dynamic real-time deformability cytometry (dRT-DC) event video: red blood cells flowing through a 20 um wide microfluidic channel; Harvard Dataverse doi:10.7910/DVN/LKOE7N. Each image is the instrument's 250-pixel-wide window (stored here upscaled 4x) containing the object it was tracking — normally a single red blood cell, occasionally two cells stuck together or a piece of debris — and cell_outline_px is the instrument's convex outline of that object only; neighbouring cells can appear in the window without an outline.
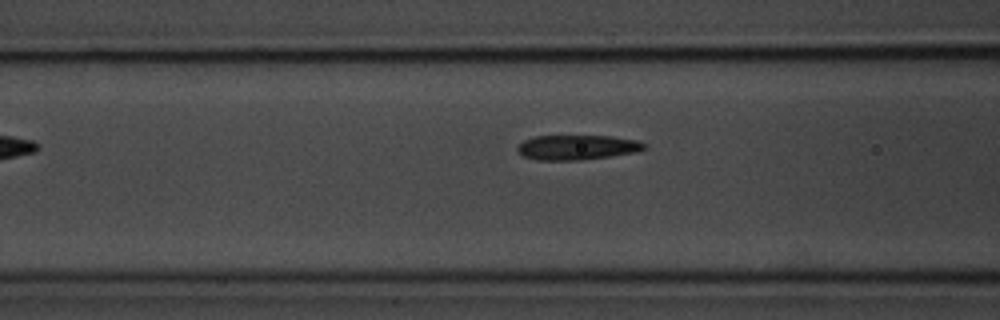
{"species": "common noctule bat (a hibernating species)", "species_latin": "Nyctalus noctula", "temperature_condition": "room temperature", "stored_images_in_passage": 36, "camera_frame_rate_fps": 3000, "um_per_image_px": 0.085, "animal": {"sex": "male", "body_mass_g": 20.1, "forearm_length_mm": 53.5}, "frame": {"image": 1, "passage_image": 8, "time_ms": 2.333, "image_size_px": [1000, 320], "cell_outline_px": [[648, 148], [636, 152], [580, 160], [536, 160], [524, 156], [516, 152], [516, 148], [524, 140], [536, 136], [612, 136], [640, 140], [648, 144]], "centroid_in_image_um": [49.1, 12.52], "position_along_channel_um": 117.5, "area_um2": 18.5}}
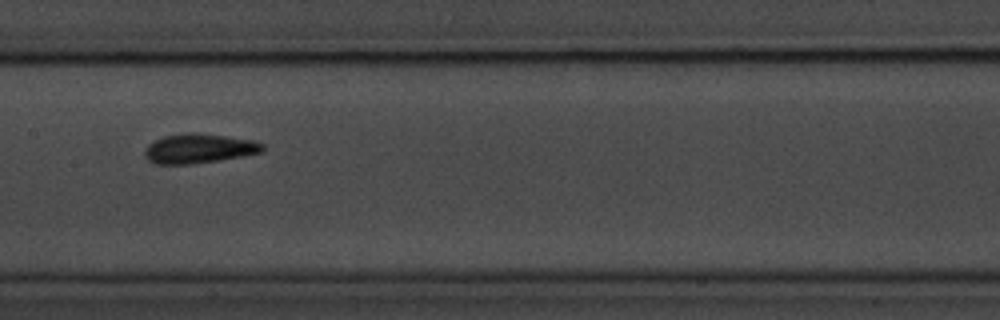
{"frame": {"image": 2, "passage_image": 14, "time_ms": 4.333, "image_size_px": [1000, 320], "cell_outline_px": [[264, 152], [192, 164], [156, 164], [148, 160], [144, 156], [144, 152], [148, 144], [164, 136], [192, 132], [224, 136], [252, 140], [264, 144]], "centroid_in_image_um": [16.89, 12.63], "position_along_channel_um": 190.5, "area_um2": 20.0}}
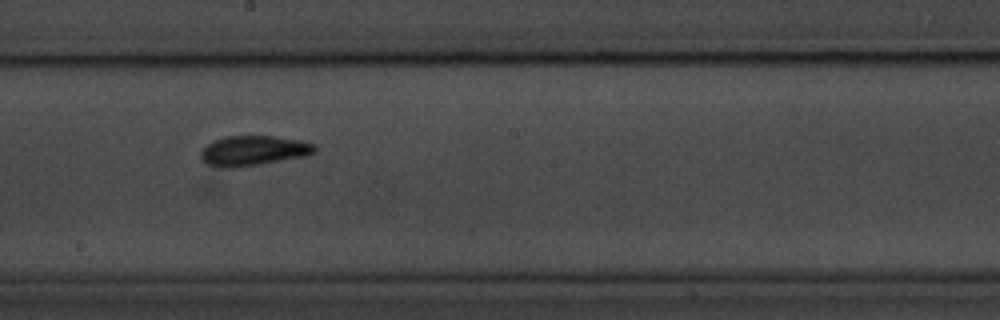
{"frame": {"image": 3, "passage_image": 17, "time_ms": 5.333, "image_size_px": [1000, 320], "cell_outline_px": [[316, 152], [308, 156], [260, 164], [232, 168], [220, 168], [208, 164], [200, 156], [200, 152], [212, 140], [224, 136], [272, 136], [300, 140], [316, 144]], "centroid_in_image_um": [21.57, 12.81], "position_along_channel_um": 226.6, "area_um2": 20.06}, "authors_computed_cell_mechanics": {"area_um2": 18.5538, "velocity_mm_per_s": 3.6382, "shape_relaxation_time_tau1_ms": 3.0145, "shape_relaxation_time_tau2_ms": 1.8472, "deformation_change_tau1": 0.164, "deformation_change_tau2": 0.0754}}